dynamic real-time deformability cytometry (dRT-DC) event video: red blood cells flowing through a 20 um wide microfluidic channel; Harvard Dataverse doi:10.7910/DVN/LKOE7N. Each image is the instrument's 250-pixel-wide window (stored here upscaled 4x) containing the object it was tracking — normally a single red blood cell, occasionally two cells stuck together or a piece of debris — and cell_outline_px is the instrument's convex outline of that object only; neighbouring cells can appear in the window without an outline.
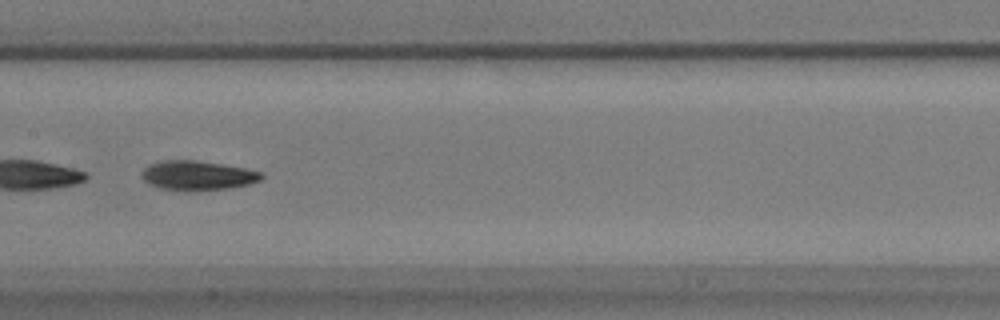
{"species": "common noctule bat (a hibernating species)", "species_latin": "Nyctalus noctula", "temperature_condition": "warm", "stored_images_in_passage": 46, "camera_frame_rate_fps": 3000, "um_per_image_px": 0.085, "animal": {"sex": "male", "body_mass_g": 17.9}, "frame": {"image": 1, "passage_image": 20, "time_ms": 6.333, "image_size_px": [1000, 320], "cell_outline_px": [[264, 176], [260, 180], [248, 184], [228, 188], [192, 192], [184, 192], [156, 188], [148, 184], [140, 176], [140, 172], [144, 168], [152, 164], [164, 160], [196, 160], [244, 168], [264, 172]], "centroid_in_image_um": [16.75, 14.94], "position_along_channel_um": 190.7, "area_um2": 20.92}, "authors_computed_cell_mechanics": {"area_um2": 20.9525, "velocity_mm_per_s": 3.7239, "shape_relaxation_time_tau1_ms": 4.229, "shape_relaxation_time_tau2_ms": 4.938, "deformation_change_tau1": 0.1495, "deformation_change_tau2": 0.1193}}